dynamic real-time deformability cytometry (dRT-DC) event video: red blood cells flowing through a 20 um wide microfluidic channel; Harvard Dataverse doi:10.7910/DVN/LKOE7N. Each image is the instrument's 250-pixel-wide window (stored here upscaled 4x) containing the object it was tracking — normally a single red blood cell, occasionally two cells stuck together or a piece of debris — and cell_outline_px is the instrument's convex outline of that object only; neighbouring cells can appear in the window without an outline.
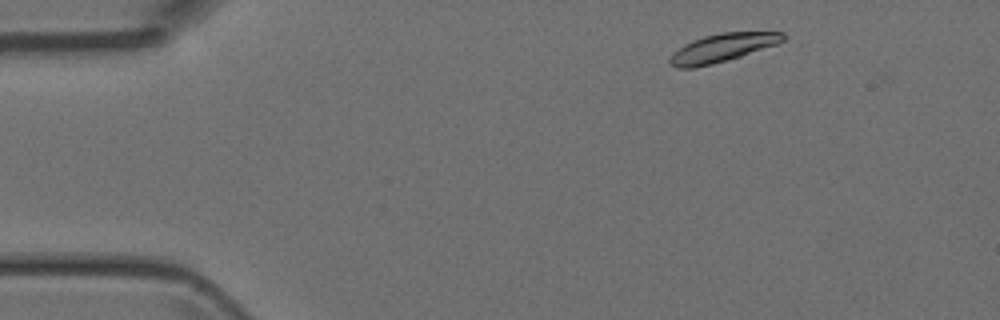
{"species": "Egyptian fruit bat (a non-hibernating species)", "species_latin": "Rousettus aegyptiacus", "temperature_condition": "room temperature", "stored_images_in_passage": 42, "camera_frame_rate_fps": 3000, "um_per_image_px": 0.085, "animal": {"sex": "female"}, "frame": {"image": 1, "passage_image": 1, "time_ms": 0.0, "image_size_px": [1000, 320], "cell_outline_px": [[784, 40], [776, 44], [740, 56], [712, 64], [696, 68], [676, 68], [668, 64], [668, 56], [672, 52], [684, 44], [692, 40], [704, 36], [720, 32], [784, 32]], "centroid_in_image_um": [61.3, 4.07], "position_along_channel_um": 23.7, "area_um2": 18.67}}
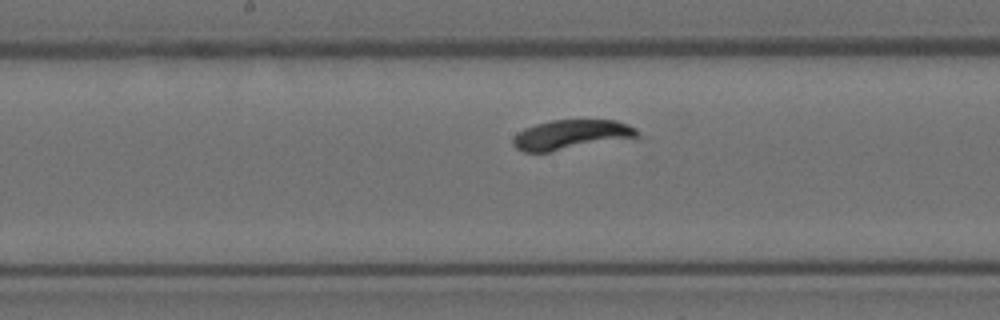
{"frame": {"image": 2, "passage_image": 19, "time_ms": 6.0, "image_size_px": [1000, 320], "cell_outline_px": [[640, 140], [548, 152], [524, 152], [516, 148], [512, 144], [512, 136], [524, 128], [536, 124], [552, 120], [616, 120], [628, 124], [636, 128], [640, 136]], "centroid_in_image_um": [48.69, 11.48], "position_along_channel_um": 199.5, "area_um2": 22.66}}
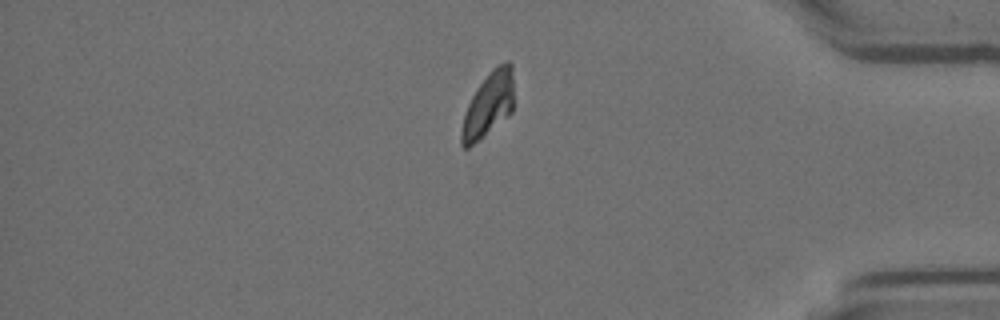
{"frame": {"image": 3, "passage_image": 35, "time_ms": 11.333, "image_size_px": [1000, 320], "cell_outline_px": [[512, 112], [508, 116], [484, 136], [468, 148], [464, 148], [460, 144], [460, 132], [464, 116], [468, 104], [476, 88], [492, 68], [496, 64], [508, 60], [512, 64]], "centroid_in_image_um": [41.5, 8.89], "position_along_channel_um": 393.7, "area_um2": 19.65}}